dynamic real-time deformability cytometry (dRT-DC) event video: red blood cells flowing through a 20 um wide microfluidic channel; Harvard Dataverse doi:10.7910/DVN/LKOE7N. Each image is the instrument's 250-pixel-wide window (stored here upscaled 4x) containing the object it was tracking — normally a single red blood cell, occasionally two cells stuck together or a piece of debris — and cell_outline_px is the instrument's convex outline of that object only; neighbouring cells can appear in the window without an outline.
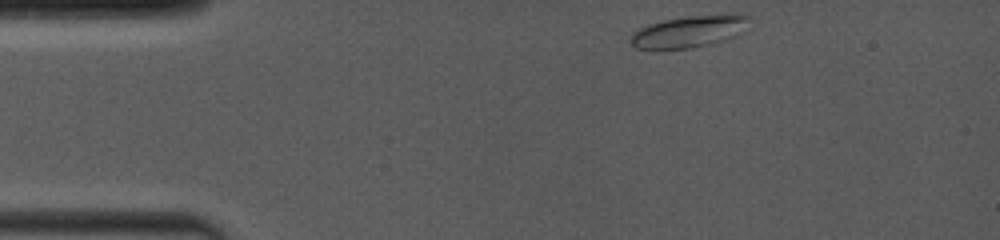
{"species": "common noctule bat (a hibernating species)", "species_latin": "Nyctalus noctula", "temperature_condition": "room temperature", "stored_images_in_passage": 36, "camera_frame_rate_fps": 4000, "um_per_image_px": 0.085, "animal": {"sex": "female", "body_mass_g": 19.0, "forearm_length_mm": 53.3}, "frame": {"image": 1, "passage_image": 1, "time_ms": 0.0, "image_size_px": [1000, 240], "cell_outline_px": [[752, 16], [744, 32], [724, 40], [708, 44], [688, 48], [636, 48], [628, 40], [632, 32], [648, 24], [664, 20], [688, 16], [732, 12]], "centroid_in_image_um": [58.65, 2.63], "position_along_channel_um": 26.4, "area_um2": 22.25}}
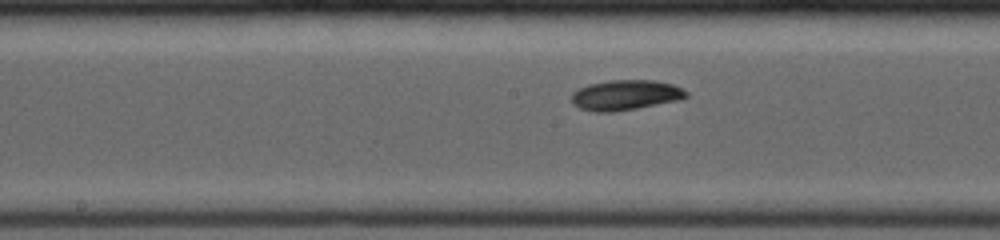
{"frame": {"image": 2, "passage_image": 16, "time_ms": 5.75, "image_size_px": [1000, 240], "cell_outline_px": [[688, 96], [676, 100], [636, 108], [612, 112], [596, 112], [580, 108], [572, 104], [572, 92], [588, 84], [608, 80], [652, 80], [672, 84], [688, 92]], "centroid_in_image_um": [53.12, 8.07], "position_along_channel_um": 195.1, "area_um2": 19.94}}
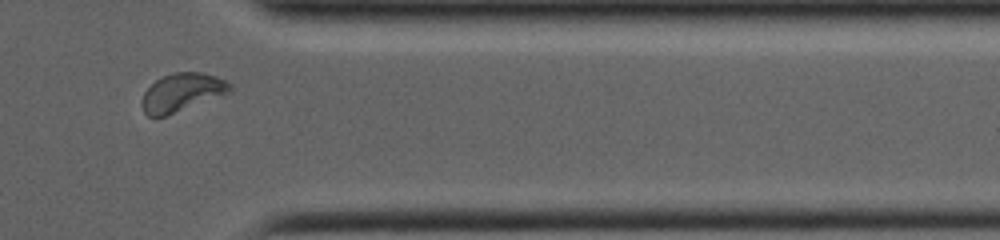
{"frame": {"image": 3, "passage_image": 32, "time_ms": 10.75, "image_size_px": [1000, 240], "cell_outline_px": [[232, 92], [164, 116], [148, 116], [144, 112], [140, 104], [140, 100], [144, 92], [156, 80], [172, 72], [200, 72], [216, 76], [232, 84]], "centroid_in_image_um": [15.46, 7.85], "position_along_channel_um": 395.9, "area_um2": 19.54}, "authors_computed_cell_mechanics": {"area_um2": 19.5364, "velocity_mm_per_s": 4.0255, "shape_relaxation_time_tau1_ms": 2.6192, "shape_relaxation_time_tau2_ms": null, "deformation_change_tau1": 0.0803, "deformation_change_tau2": null}}